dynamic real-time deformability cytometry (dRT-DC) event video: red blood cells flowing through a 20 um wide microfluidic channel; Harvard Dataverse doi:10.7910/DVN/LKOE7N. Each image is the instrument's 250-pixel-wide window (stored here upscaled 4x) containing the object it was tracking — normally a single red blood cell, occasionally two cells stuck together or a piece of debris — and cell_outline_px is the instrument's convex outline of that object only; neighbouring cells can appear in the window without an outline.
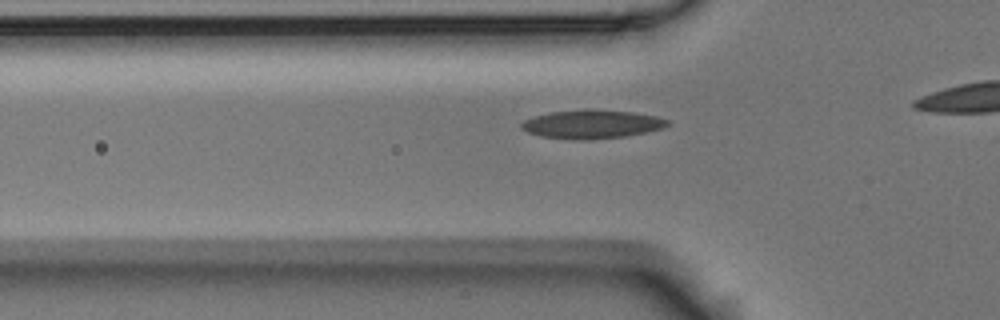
{"species": "Egyptian fruit bat (a non-hibernating species)", "species_latin": "Rousettus aegyptiacus", "temperature_condition": "room temperature", "stored_images_in_passage": 40, "camera_frame_rate_fps": 3000, "um_per_image_px": 0.085, "animal": {"sex": "male"}, "frame": {"image": 1, "passage_image": 13, "time_ms": 4.0, "image_size_px": [1000, 320], "cell_outline_px": [[672, 124], [664, 128], [624, 136], [540, 136], [528, 132], [520, 128], [520, 124], [524, 120], [536, 116], [552, 112], [584, 108], [592, 108], [636, 112], [656, 116], [668, 120]], "centroid_in_image_um": [50.38, 10.47], "position_along_channel_um": 75.4, "area_um2": 23.29}}
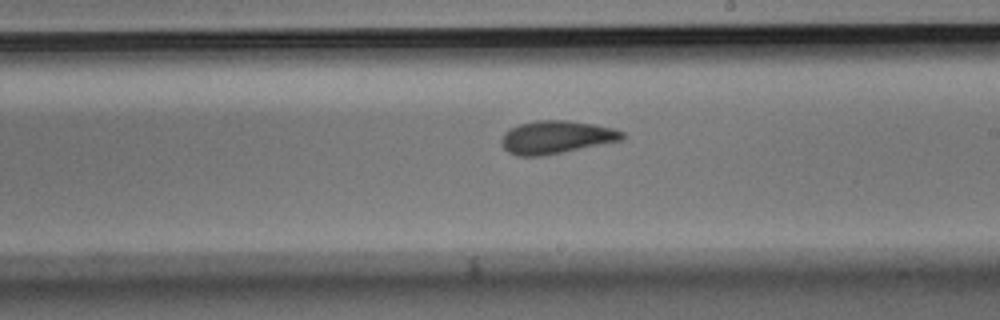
{"frame": {"image": 2, "passage_image": 27, "time_ms": 8.667, "image_size_px": [1000, 320], "cell_outline_px": [[624, 140], [544, 156], [516, 156], [508, 152], [500, 144], [500, 140], [504, 132], [508, 128], [520, 124], [536, 120], [568, 120], [592, 124], [612, 128], [624, 132]], "centroid_in_image_um": [47.25, 11.67], "position_along_channel_um": 241.8, "area_um2": 23.47}}
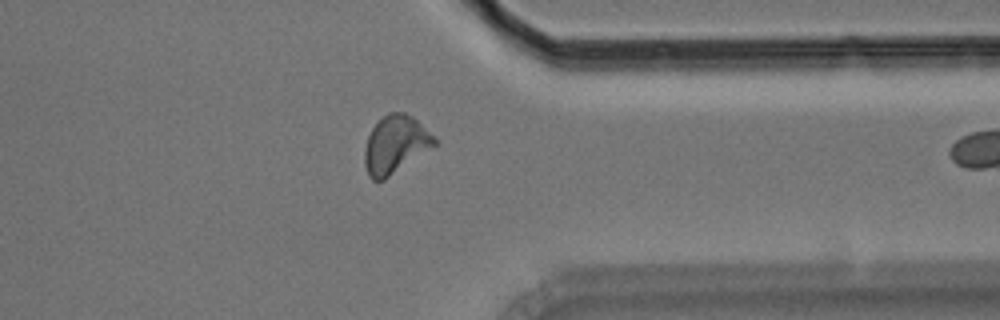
{"frame": {"image": 3, "passage_image": 39, "time_ms": 12.667, "image_size_px": [1000, 320], "cell_outline_px": [[436, 144], [384, 180], [372, 180], [368, 176], [364, 164], [364, 148], [368, 136], [372, 128], [388, 112], [404, 112], [412, 116], [436, 140]], "centroid_in_image_um": [33.55, 12.3], "position_along_channel_um": 377.9, "area_um2": 23.0}}